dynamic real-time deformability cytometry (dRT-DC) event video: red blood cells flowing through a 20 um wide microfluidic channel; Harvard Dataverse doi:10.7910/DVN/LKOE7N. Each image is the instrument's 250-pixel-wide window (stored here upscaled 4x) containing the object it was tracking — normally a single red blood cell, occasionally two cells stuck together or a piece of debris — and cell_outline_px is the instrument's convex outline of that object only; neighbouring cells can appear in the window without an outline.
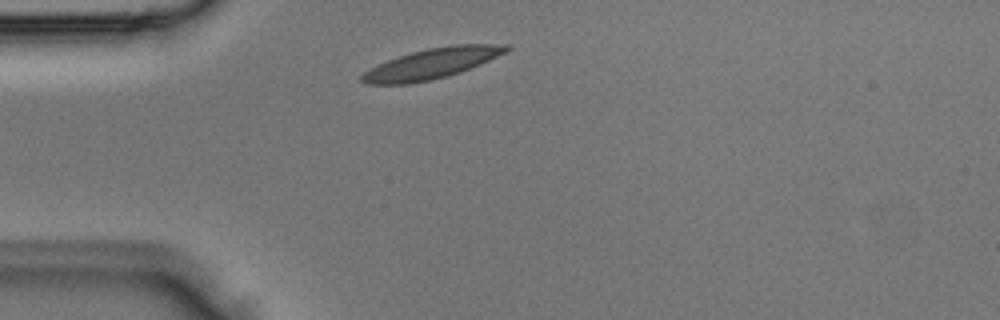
{"species": "Egyptian fruit bat (a non-hibernating species)", "species_latin": "Rousettus aegyptiacus", "temperature_condition": "room temperature", "stored_images_in_passage": 4, "segment_of_instrument_passage": [2, 2], "camera_frame_rate_fps": 3000, "um_per_image_px": 0.085, "animal": {"sex": "male"}, "frame": {"image": 1, "passage_image": 4, "time_ms": 1.0, "image_size_px": [1000, 320], "cell_outline_px": [[512, 48], [508, 52], [480, 64], [460, 72], [432, 80], [408, 84], [364, 84], [360, 80], [360, 76], [364, 72], [388, 60], [412, 52], [428, 48], [452, 44], [508, 44]], "centroid_in_image_um": [36.75, 5.4], "position_along_channel_um": 48.3, "area_um2": 25.49}}